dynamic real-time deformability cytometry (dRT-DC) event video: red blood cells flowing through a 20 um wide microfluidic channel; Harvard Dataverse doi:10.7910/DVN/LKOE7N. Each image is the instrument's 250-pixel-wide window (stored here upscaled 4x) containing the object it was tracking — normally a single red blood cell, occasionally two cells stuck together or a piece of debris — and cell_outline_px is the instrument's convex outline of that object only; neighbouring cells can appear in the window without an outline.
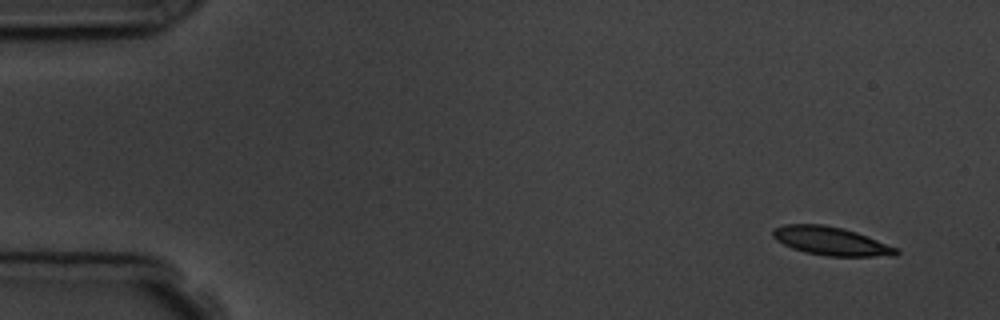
{"species": "common noctule bat (a hibernating species)", "species_latin": "Nyctalus noctula", "temperature_condition": "room temperature", "stored_images_in_passage": 4, "camera_frame_rate_fps": 3000, "um_per_image_px": 0.085, "animal": {"sex": "male", "body_mass_g": 19.5, "forearm_length_mm": 54.6}, "frame": {"image": 1, "passage_image": 1, "time_ms": 0.0, "image_size_px": [1000, 320], "cell_outline_px": [[900, 252], [896, 256], [824, 256], [804, 252], [792, 248], [776, 240], [772, 236], [772, 228], [784, 224], [824, 224], [844, 228], [856, 232], [896, 248]], "centroid_in_image_um": [70.58, 20.49], "position_along_channel_um": 14.4, "area_um2": 20.46}}
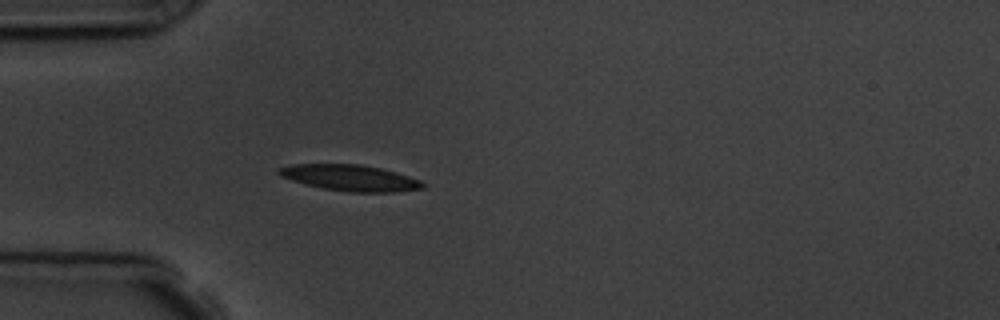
{"frame": {"image": 2, "passage_image": 4, "time_ms": 4.0, "image_size_px": [1000, 320], "cell_outline_px": [[428, 184], [424, 188], [396, 192], [348, 192], [324, 188], [292, 180], [280, 176], [276, 172], [280, 168], [288, 164], [360, 164], [380, 168], [396, 172], [420, 180]], "centroid_in_image_um": [29.8, 15.11], "position_along_channel_um": 55.2, "area_um2": 21.85}}